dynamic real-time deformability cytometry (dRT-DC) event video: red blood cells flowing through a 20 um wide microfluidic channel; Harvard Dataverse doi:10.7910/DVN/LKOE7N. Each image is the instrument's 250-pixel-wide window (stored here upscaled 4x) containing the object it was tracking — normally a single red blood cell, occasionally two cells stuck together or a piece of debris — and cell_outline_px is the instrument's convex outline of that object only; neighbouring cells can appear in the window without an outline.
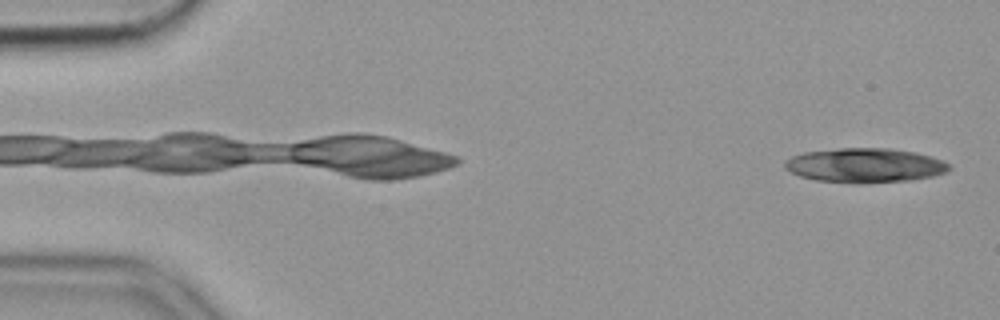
{"species": "common noctule bat (a hibernating species)", "species_latin": "Nyctalus noctula", "temperature_condition": "cold", "stored_images_in_passage": 17, "camera_frame_rate_fps": 3000, "um_per_image_px": 0.085, "animal": {"sex": "female", "body_mass_g": 19.9}, "frame": {"image": 1, "passage_image": 2, "time_ms": 0.333, "image_size_px": [1000, 320], "cell_outline_px": [[952, 168], [944, 172], [932, 176], [908, 180], [860, 184], [816, 180], [800, 176], [784, 168], [784, 160], [792, 156], [804, 152], [840, 148], [888, 148], [912, 152], [928, 156], [940, 160], [948, 164]], "centroid_in_image_um": [73.45, 14.06], "position_along_channel_um": 11.5, "area_um2": 32.71}}